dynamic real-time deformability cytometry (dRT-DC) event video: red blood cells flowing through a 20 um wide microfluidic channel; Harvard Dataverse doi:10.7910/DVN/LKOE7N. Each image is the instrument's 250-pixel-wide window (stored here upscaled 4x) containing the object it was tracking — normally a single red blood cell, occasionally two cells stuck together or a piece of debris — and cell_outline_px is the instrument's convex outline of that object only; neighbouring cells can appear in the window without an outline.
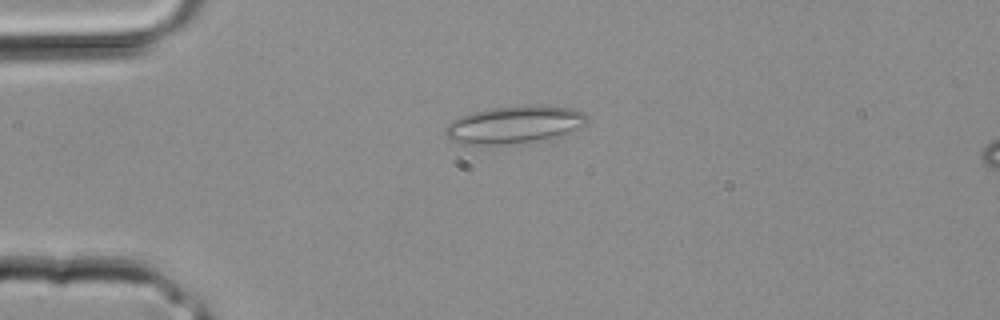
{"species": "common noctule bat (a hibernating species)", "species_latin": "Nyctalus noctula", "temperature_condition": "room temperature", "stored_images_in_passage": 27, "camera_frame_rate_fps": 3000, "um_per_image_px": 0.085, "animal": {"sex": "male", "body_mass_g": 20.4}, "frame": {"image": 1, "passage_image": 1, "time_ms": 0.0, "image_size_px": [1000, 320], "cell_outline_px": [[588, 124], [564, 136], [548, 140], [504, 144], [464, 144], [452, 140], [444, 132], [444, 128], [452, 120], [460, 116], [472, 112], [488, 108], [532, 104], [540, 104], [568, 108], [584, 112], [588, 116]], "centroid_in_image_um": [43.8, 10.59], "position_along_channel_um": 41.2, "area_um2": 31.67}}
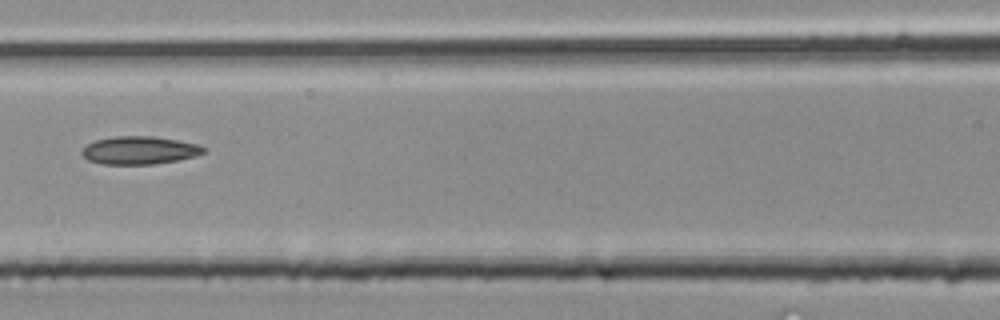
{"frame": {"image": 2, "passage_image": 8, "time_ms": 2.333, "image_size_px": [1000, 320], "cell_outline_px": [[208, 148], [204, 152], [196, 156], [176, 160], [152, 164], [100, 164], [88, 160], [80, 152], [88, 144], [96, 140], [112, 136], [152, 136], [200, 144]], "centroid_in_image_um": [11.87, 12.77], "position_along_channel_um": 154.7, "area_um2": 19.83}}
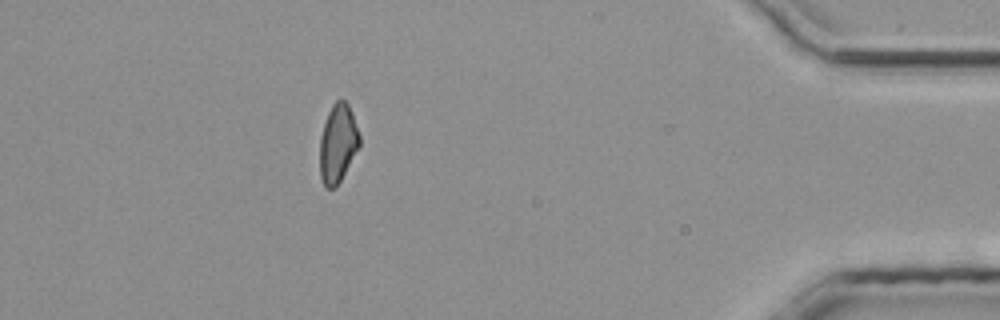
{"frame": {"image": 3, "passage_image": 23, "time_ms": 7.333, "image_size_px": [1000, 320], "cell_outline_px": [[360, 144], [336, 188], [324, 188], [320, 176], [320, 136], [328, 112], [332, 104], [340, 96], [348, 104], [352, 112], [360, 136]], "centroid_in_image_um": [28.7, 12.17], "position_along_channel_um": 406.5, "area_um2": 18.21}}